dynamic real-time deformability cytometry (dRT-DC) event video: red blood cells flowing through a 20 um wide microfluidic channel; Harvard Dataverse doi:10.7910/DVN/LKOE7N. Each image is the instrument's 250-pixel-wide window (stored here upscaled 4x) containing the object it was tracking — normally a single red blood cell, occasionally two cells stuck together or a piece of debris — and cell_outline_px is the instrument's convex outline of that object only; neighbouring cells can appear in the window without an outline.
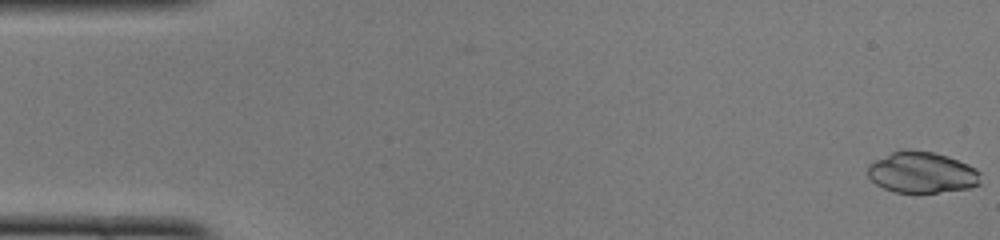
{"species": "common noctule bat (a hibernating species)", "species_latin": "Nyctalus noctula", "temperature_condition": "cold", "stored_images_in_passage": 49, "camera_frame_rate_fps": 3000, "um_per_image_px": 0.085, "animal": {"sex": "female", "body_mass_g": 22.0, "forearm_length_mm": 56.7}, "frame": {"image": 1, "passage_image": 1, "time_ms": 0.0, "image_size_px": [1000, 240], "cell_outline_px": [[980, 184], [972, 188], [936, 192], [896, 192], [884, 188], [876, 184], [868, 176], [868, 164], [872, 160], [892, 152], [904, 148], [908, 148], [932, 152], [948, 156], [968, 164], [976, 168], [980, 172]], "centroid_in_image_um": [78.36, 14.64], "position_along_channel_um": 6.6, "area_um2": 27.34}}